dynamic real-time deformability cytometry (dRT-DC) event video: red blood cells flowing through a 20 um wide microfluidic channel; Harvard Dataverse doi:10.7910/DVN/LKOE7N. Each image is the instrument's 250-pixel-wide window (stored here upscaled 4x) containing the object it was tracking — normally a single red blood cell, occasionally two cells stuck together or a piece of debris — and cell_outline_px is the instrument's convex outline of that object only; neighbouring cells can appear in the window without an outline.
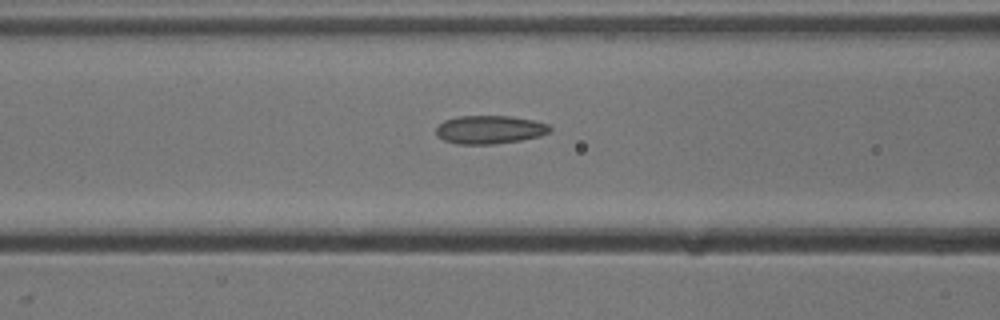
{"species": "common noctule bat (a hibernating species)", "species_latin": "Nyctalus noctula", "temperature_condition": "cold", "stored_images_in_passage": 7, "camera_frame_rate_fps": 3000, "um_per_image_px": 0.085, "animal": {"sex": "male", "body_mass_g": 13.3}, "frame": {"image": 1, "passage_image": 5, "time_ms": 1.333, "image_size_px": [1000, 320], "cell_outline_px": [[552, 132], [540, 136], [520, 140], [492, 144], [456, 144], [444, 140], [436, 136], [436, 128], [444, 120], [456, 116], [512, 116], [532, 120], [548, 124], [552, 128]], "centroid_in_image_um": [41.62, 11.01], "position_along_channel_um": 125.0, "area_um2": 18.9}}